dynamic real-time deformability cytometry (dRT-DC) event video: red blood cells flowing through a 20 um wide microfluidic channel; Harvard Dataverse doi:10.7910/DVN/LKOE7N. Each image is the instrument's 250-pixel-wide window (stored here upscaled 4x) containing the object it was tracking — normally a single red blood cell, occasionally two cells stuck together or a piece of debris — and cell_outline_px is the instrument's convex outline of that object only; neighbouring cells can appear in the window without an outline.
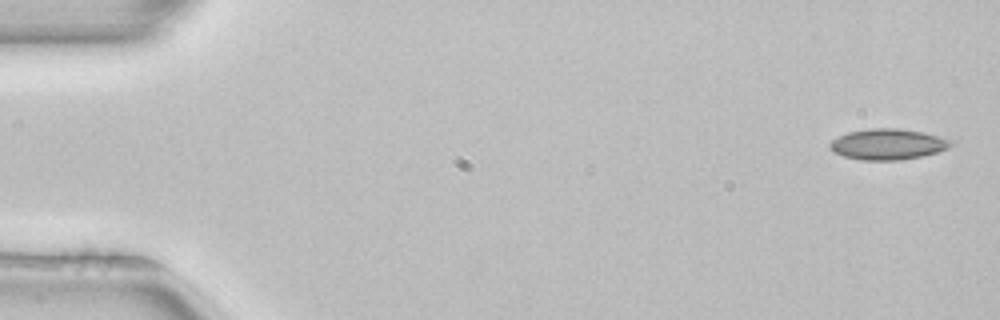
{"species": "common noctule bat (a hibernating species)", "species_latin": "Nyctalus noctula", "temperature_condition": "room temperature", "stored_images_in_passage": 4, "segment_of_instrument_passage": [2, 2], "camera_frame_rate_fps": 3000, "um_per_image_px": 0.085, "animal": {"sex": "female", "body_mass_g": 22.7, "forearm_length_mm": 54.2}, "frame": {"image": 1, "passage_image": 4, "time_ms": 1.0, "image_size_px": [1000, 320], "cell_outline_px": [[956, 144], [948, 148], [924, 156], [900, 160], [860, 160], [844, 156], [836, 152], [828, 144], [832, 140], [848, 132], [868, 128], [900, 128], [920, 132], [952, 140]], "centroid_in_image_um": [75.49, 12.26], "position_along_channel_um": 9.5, "area_um2": 21.62}}